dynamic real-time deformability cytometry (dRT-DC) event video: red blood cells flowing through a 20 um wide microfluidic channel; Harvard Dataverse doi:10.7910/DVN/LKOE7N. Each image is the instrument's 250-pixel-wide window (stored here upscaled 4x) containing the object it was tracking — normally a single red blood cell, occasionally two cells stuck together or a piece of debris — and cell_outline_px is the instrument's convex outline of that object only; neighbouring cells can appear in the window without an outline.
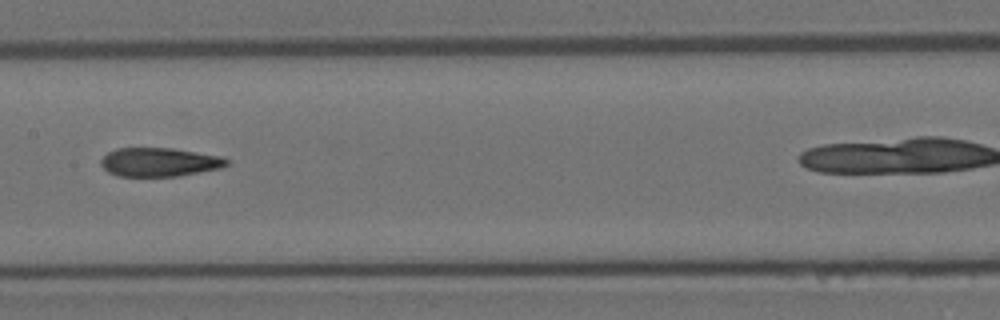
{"species": "Egyptian fruit bat (a non-hibernating species)", "species_latin": "Rousettus aegyptiacus", "temperature_condition": "room temperature", "stored_images_in_passage": 7, "camera_frame_rate_fps": 3000, "um_per_image_px": 0.085, "animal": {"sex": "female"}, "frame": {"image": 1, "passage_image": 4, "time_ms": 1.0, "image_size_px": [1000, 320], "cell_outline_px": [[228, 164], [220, 168], [176, 176], [116, 176], [108, 172], [100, 164], [100, 160], [108, 152], [116, 148], [172, 148], [220, 156], [228, 160]], "centroid_in_image_um": [13.5, 13.78], "position_along_channel_um": 193.9, "area_um2": 20.92}}